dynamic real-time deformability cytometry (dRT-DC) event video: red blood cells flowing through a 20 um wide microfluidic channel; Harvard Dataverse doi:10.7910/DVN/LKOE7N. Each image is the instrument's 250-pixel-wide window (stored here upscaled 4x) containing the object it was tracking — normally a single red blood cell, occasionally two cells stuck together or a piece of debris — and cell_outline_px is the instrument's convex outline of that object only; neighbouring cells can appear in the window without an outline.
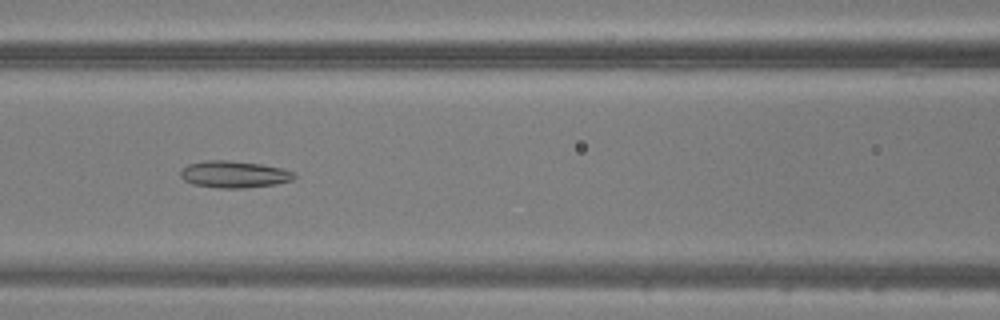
{"species": "common noctule bat (a hibernating species)", "species_latin": "Nyctalus noctula", "temperature_condition": "warm", "stored_images_in_passage": 48, "camera_frame_rate_fps": 3000, "um_per_image_px": 0.085, "animal": {"sex": "male", "body_mass_g": 20.5, "forearm_length_mm": 52.5}, "frame": {"image": 1, "passage_image": 22, "time_ms": 7.0, "image_size_px": [1000, 320], "cell_outline_px": [[296, 176], [292, 180], [276, 184], [244, 188], [220, 188], [192, 184], [184, 180], [180, 176], [180, 172], [188, 164], [204, 160], [228, 160], [260, 164], [280, 168], [296, 172]], "centroid_in_image_um": [19.9, 14.82], "position_along_channel_um": 146.7, "area_um2": 17.8}}
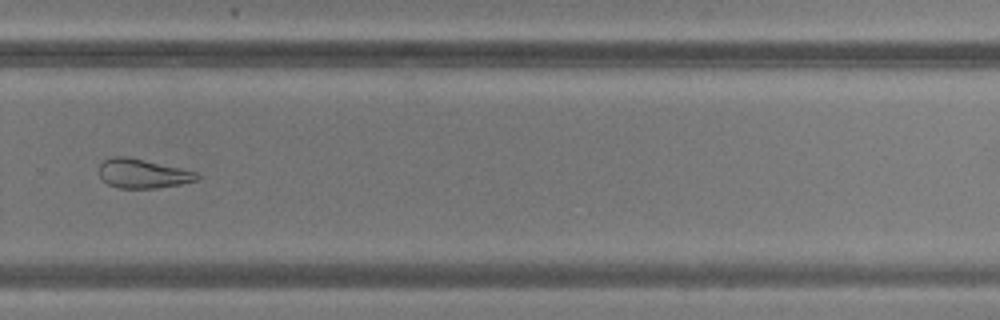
{"frame": {"image": 2, "passage_image": 34, "time_ms": 11.0, "image_size_px": [1000, 320], "cell_outline_px": [[200, 176], [196, 180], [180, 184], [156, 188], [120, 188], [108, 184], [100, 176], [100, 164], [104, 160], [112, 156], [128, 156], [180, 168], [196, 172]], "centroid_in_image_um": [12.12, 14.74], "position_along_channel_um": 317.7, "area_um2": 16.47}}
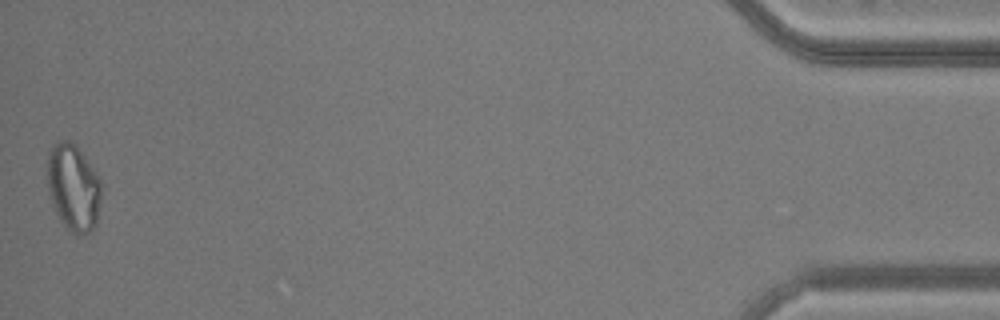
{"frame": {"image": 3, "passage_image": 48, "time_ms": 15.667, "image_size_px": [1000, 320], "cell_outline_px": [[100, 200], [96, 224], [88, 232], [80, 236], [76, 236], [60, 220], [56, 212], [48, 192], [48, 152], [56, 144], [64, 140], [68, 140], [76, 144], [96, 172], [100, 180]], "centroid_in_image_um": [6.24, 15.94], "position_along_channel_um": 429.0, "area_um2": 26.99}}